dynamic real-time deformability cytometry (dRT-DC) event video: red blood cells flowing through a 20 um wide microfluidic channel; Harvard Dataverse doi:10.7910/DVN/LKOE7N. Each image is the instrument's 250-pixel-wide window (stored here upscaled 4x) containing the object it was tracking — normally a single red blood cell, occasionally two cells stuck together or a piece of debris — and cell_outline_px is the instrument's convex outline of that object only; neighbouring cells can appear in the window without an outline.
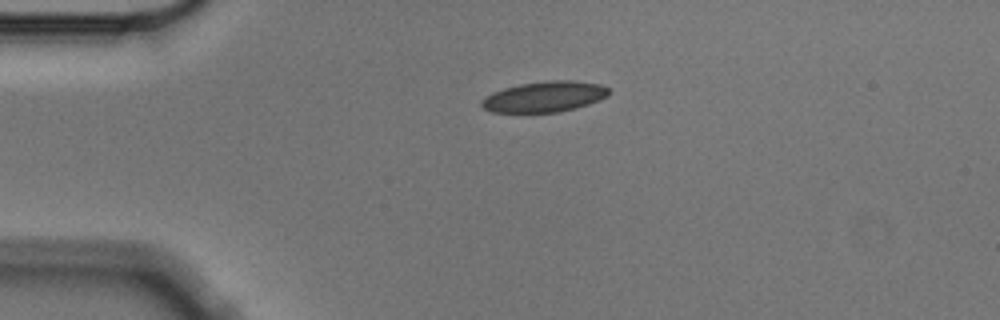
{"species": "Egyptian fruit bat (a non-hibernating species)", "species_latin": "Rousettus aegyptiacus", "temperature_condition": "cold", "stored_images_in_passage": 4, "camera_frame_rate_fps": 3000, "um_per_image_px": 0.085, "animal": {"sex": "male"}, "frame": {"image": 1, "passage_image": 4, "time_ms": 1.0, "image_size_px": [1000, 320], "cell_outline_px": [[612, 92], [608, 96], [600, 100], [576, 108], [560, 112], [492, 112], [484, 108], [480, 104], [480, 100], [484, 96], [492, 92], [504, 88], [520, 84], [548, 80], [572, 80], [600, 84], [608, 88]], "centroid_in_image_um": [46.29, 8.21], "position_along_channel_um": 38.7, "area_um2": 22.95}}